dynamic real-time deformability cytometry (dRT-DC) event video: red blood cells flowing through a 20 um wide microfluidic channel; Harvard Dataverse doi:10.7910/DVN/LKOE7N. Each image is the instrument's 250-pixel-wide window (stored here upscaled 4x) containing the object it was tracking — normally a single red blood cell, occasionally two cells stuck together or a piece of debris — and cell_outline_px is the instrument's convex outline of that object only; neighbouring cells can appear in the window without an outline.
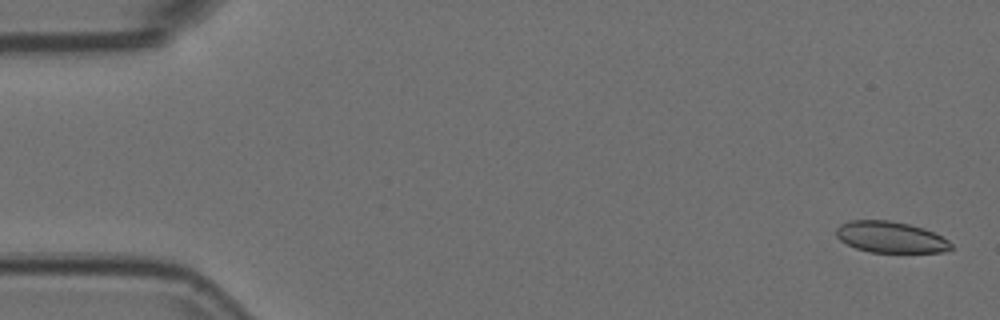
{"species": "Egyptian fruit bat (a non-hibernating species)", "species_latin": "Rousettus aegyptiacus", "temperature_condition": "room temperature", "stored_images_in_passage": 5, "camera_frame_rate_fps": 3000, "um_per_image_px": 0.085, "animal": {"sex": "female"}, "frame": {"image": 1, "passage_image": 1, "time_ms": 0.0, "image_size_px": [1000, 320], "cell_outline_px": [[952, 248], [944, 252], [868, 252], [856, 248], [840, 240], [836, 236], [836, 228], [840, 224], [852, 220], [888, 220], [908, 224], [924, 228], [948, 240], [952, 244]], "centroid_in_image_um": [75.68, 20.16], "position_along_channel_um": 9.3, "area_um2": 20.81}}
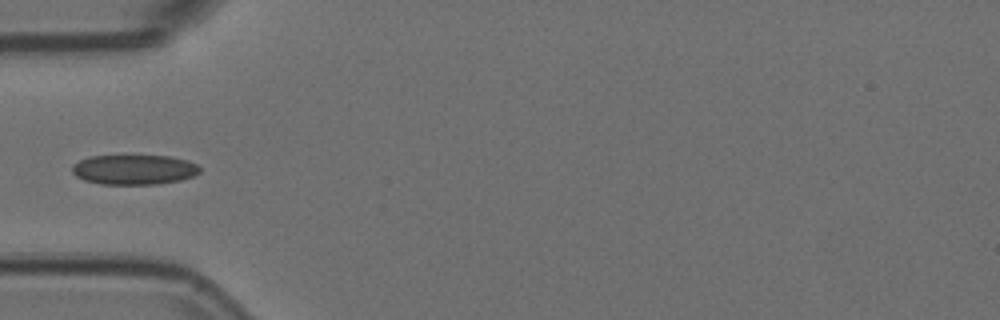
{"frame": {"image": 2, "passage_image": 5, "time_ms": 1.333, "image_size_px": [1000, 320], "cell_outline_px": [[200, 172], [192, 176], [180, 180], [156, 184], [100, 184], [84, 180], [76, 176], [72, 172], [72, 164], [88, 156], [168, 156], [188, 160], [196, 164], [200, 168]], "centroid_in_image_um": [11.37, 14.41], "position_along_channel_um": 73.6, "area_um2": 22.2}}